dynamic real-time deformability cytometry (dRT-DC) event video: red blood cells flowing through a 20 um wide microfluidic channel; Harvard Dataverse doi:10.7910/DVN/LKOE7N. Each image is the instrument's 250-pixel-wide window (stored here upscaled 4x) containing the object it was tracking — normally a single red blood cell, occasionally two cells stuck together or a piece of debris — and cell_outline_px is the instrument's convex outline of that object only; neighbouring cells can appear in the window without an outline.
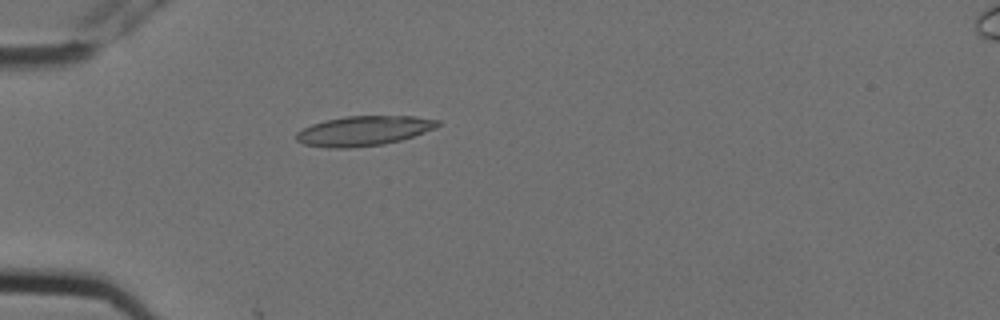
{"species": "Egyptian fruit bat (a non-hibernating species)", "species_latin": "Rousettus aegyptiacus", "temperature_condition": "cold", "stored_images_in_passage": 3, "camera_frame_rate_fps": 3000, "um_per_image_px": 0.085, "animal": {"sex": "female"}, "frame": {"image": 1, "passage_image": 2, "time_ms": 0.333, "image_size_px": [1000, 320], "cell_outline_px": [[440, 124], [436, 128], [400, 140], [384, 144], [348, 148], [328, 148], [304, 144], [296, 140], [296, 132], [312, 124], [344, 116], [412, 116], [440, 120]], "centroid_in_image_um": [30.91, 11.12], "position_along_channel_um": 54.1, "area_um2": 24.39}}